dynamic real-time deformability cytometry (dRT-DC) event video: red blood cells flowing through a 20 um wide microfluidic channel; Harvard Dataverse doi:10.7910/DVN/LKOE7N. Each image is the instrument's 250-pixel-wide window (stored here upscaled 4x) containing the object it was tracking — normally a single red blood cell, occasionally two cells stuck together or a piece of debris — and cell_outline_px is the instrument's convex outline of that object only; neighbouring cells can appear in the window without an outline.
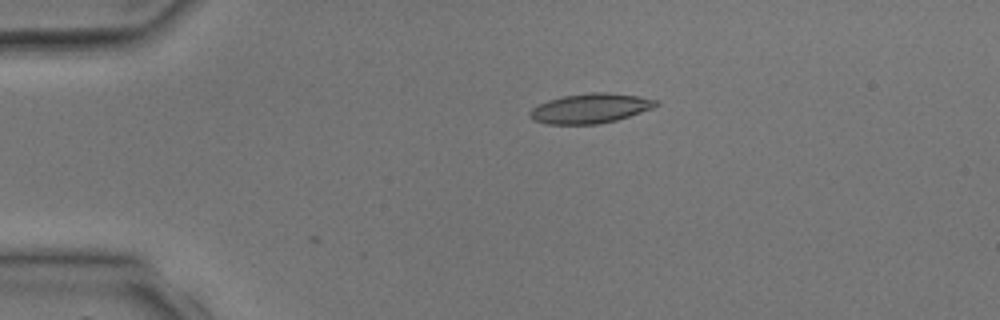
{"species": "common noctule bat (a hibernating species)", "species_latin": "Nyctalus noctula", "temperature_condition": "room temperature", "stored_images_in_passage": 5, "camera_frame_rate_fps": 3000, "um_per_image_px": 0.085, "animal": {"sex": "male", "body_mass_g": 17.9, "forearm_length_mm": 54.2}, "frame": {"image": 1, "passage_image": 3, "time_ms": 2.667, "image_size_px": [1000, 320], "cell_outline_px": [[660, 104], [652, 108], [616, 120], [596, 124], [548, 124], [532, 120], [528, 116], [528, 112], [532, 108], [548, 100], [564, 96], [592, 92], [608, 92], [636, 96], [656, 100]], "centroid_in_image_um": [50.13, 9.21], "position_along_channel_um": 34.9, "area_um2": 21.62}}